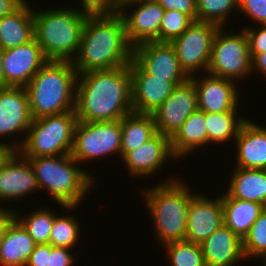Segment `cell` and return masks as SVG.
<instances>
[{
    "label": "cell",
    "mask_w": 266,
    "mask_h": 266,
    "mask_svg": "<svg viewBox=\"0 0 266 266\" xmlns=\"http://www.w3.org/2000/svg\"><path fill=\"white\" fill-rule=\"evenodd\" d=\"M75 112L82 122L117 121L132 113L129 65L79 74Z\"/></svg>",
    "instance_id": "cell-1"
},
{
    "label": "cell",
    "mask_w": 266,
    "mask_h": 266,
    "mask_svg": "<svg viewBox=\"0 0 266 266\" xmlns=\"http://www.w3.org/2000/svg\"><path fill=\"white\" fill-rule=\"evenodd\" d=\"M132 60L133 46L127 39L120 12L87 16L78 52L72 60L78 75L129 65Z\"/></svg>",
    "instance_id": "cell-2"
},
{
    "label": "cell",
    "mask_w": 266,
    "mask_h": 266,
    "mask_svg": "<svg viewBox=\"0 0 266 266\" xmlns=\"http://www.w3.org/2000/svg\"><path fill=\"white\" fill-rule=\"evenodd\" d=\"M77 78L72 62L48 60L25 86L33 119L75 111Z\"/></svg>",
    "instance_id": "cell-3"
},
{
    "label": "cell",
    "mask_w": 266,
    "mask_h": 266,
    "mask_svg": "<svg viewBox=\"0 0 266 266\" xmlns=\"http://www.w3.org/2000/svg\"><path fill=\"white\" fill-rule=\"evenodd\" d=\"M25 158L35 171L39 191L47 189L53 201L66 211L76 209L93 186L94 177L79 169L70 154Z\"/></svg>",
    "instance_id": "cell-4"
},
{
    "label": "cell",
    "mask_w": 266,
    "mask_h": 266,
    "mask_svg": "<svg viewBox=\"0 0 266 266\" xmlns=\"http://www.w3.org/2000/svg\"><path fill=\"white\" fill-rule=\"evenodd\" d=\"M180 181L179 178H168L143 192L154 221L155 235L162 246L186 240L189 204L195 193Z\"/></svg>",
    "instance_id": "cell-5"
},
{
    "label": "cell",
    "mask_w": 266,
    "mask_h": 266,
    "mask_svg": "<svg viewBox=\"0 0 266 266\" xmlns=\"http://www.w3.org/2000/svg\"><path fill=\"white\" fill-rule=\"evenodd\" d=\"M34 37L47 60L70 61L81 42L87 15L78 8H52L35 12Z\"/></svg>",
    "instance_id": "cell-6"
},
{
    "label": "cell",
    "mask_w": 266,
    "mask_h": 266,
    "mask_svg": "<svg viewBox=\"0 0 266 266\" xmlns=\"http://www.w3.org/2000/svg\"><path fill=\"white\" fill-rule=\"evenodd\" d=\"M77 122L75 111L33 119L18 151L24 157L71 154Z\"/></svg>",
    "instance_id": "cell-7"
},
{
    "label": "cell",
    "mask_w": 266,
    "mask_h": 266,
    "mask_svg": "<svg viewBox=\"0 0 266 266\" xmlns=\"http://www.w3.org/2000/svg\"><path fill=\"white\" fill-rule=\"evenodd\" d=\"M251 72L252 58L244 29L236 35L226 34L225 29L220 27L213 40L207 73L237 81L250 76Z\"/></svg>",
    "instance_id": "cell-8"
},
{
    "label": "cell",
    "mask_w": 266,
    "mask_h": 266,
    "mask_svg": "<svg viewBox=\"0 0 266 266\" xmlns=\"http://www.w3.org/2000/svg\"><path fill=\"white\" fill-rule=\"evenodd\" d=\"M117 153L121 157V120L77 122L70 155L79 164Z\"/></svg>",
    "instance_id": "cell-9"
},
{
    "label": "cell",
    "mask_w": 266,
    "mask_h": 266,
    "mask_svg": "<svg viewBox=\"0 0 266 266\" xmlns=\"http://www.w3.org/2000/svg\"><path fill=\"white\" fill-rule=\"evenodd\" d=\"M219 28L210 22L193 21L171 42L176 50L180 67L189 78L200 70L207 72L213 40Z\"/></svg>",
    "instance_id": "cell-10"
},
{
    "label": "cell",
    "mask_w": 266,
    "mask_h": 266,
    "mask_svg": "<svg viewBox=\"0 0 266 266\" xmlns=\"http://www.w3.org/2000/svg\"><path fill=\"white\" fill-rule=\"evenodd\" d=\"M197 109L196 87L194 81L189 78L176 86L171 95L151 114L157 132L171 139Z\"/></svg>",
    "instance_id": "cell-11"
},
{
    "label": "cell",
    "mask_w": 266,
    "mask_h": 266,
    "mask_svg": "<svg viewBox=\"0 0 266 266\" xmlns=\"http://www.w3.org/2000/svg\"><path fill=\"white\" fill-rule=\"evenodd\" d=\"M133 59L154 78L166 79L175 86L189 79L181 69L171 43L147 41L138 44L133 47Z\"/></svg>",
    "instance_id": "cell-12"
},
{
    "label": "cell",
    "mask_w": 266,
    "mask_h": 266,
    "mask_svg": "<svg viewBox=\"0 0 266 266\" xmlns=\"http://www.w3.org/2000/svg\"><path fill=\"white\" fill-rule=\"evenodd\" d=\"M33 117L30 111L29 97L25 87L0 88V137L14 138L18 132L25 137L12 142V149L18 151L23 145ZM1 141V140H0ZM18 142V143H17Z\"/></svg>",
    "instance_id": "cell-13"
},
{
    "label": "cell",
    "mask_w": 266,
    "mask_h": 266,
    "mask_svg": "<svg viewBox=\"0 0 266 266\" xmlns=\"http://www.w3.org/2000/svg\"><path fill=\"white\" fill-rule=\"evenodd\" d=\"M130 6L137 7L131 14L127 12ZM119 12L125 22L127 39L133 47L147 41L159 42V27L165 10L156 0L130 1Z\"/></svg>",
    "instance_id": "cell-14"
},
{
    "label": "cell",
    "mask_w": 266,
    "mask_h": 266,
    "mask_svg": "<svg viewBox=\"0 0 266 266\" xmlns=\"http://www.w3.org/2000/svg\"><path fill=\"white\" fill-rule=\"evenodd\" d=\"M47 61L35 37L25 44L4 50L6 87H25Z\"/></svg>",
    "instance_id": "cell-15"
},
{
    "label": "cell",
    "mask_w": 266,
    "mask_h": 266,
    "mask_svg": "<svg viewBox=\"0 0 266 266\" xmlns=\"http://www.w3.org/2000/svg\"><path fill=\"white\" fill-rule=\"evenodd\" d=\"M133 112L151 114L176 87L166 79L154 78L134 59L129 64Z\"/></svg>",
    "instance_id": "cell-16"
},
{
    "label": "cell",
    "mask_w": 266,
    "mask_h": 266,
    "mask_svg": "<svg viewBox=\"0 0 266 266\" xmlns=\"http://www.w3.org/2000/svg\"><path fill=\"white\" fill-rule=\"evenodd\" d=\"M224 224V210L221 195L209 200L196 193L189 204L186 240L201 244Z\"/></svg>",
    "instance_id": "cell-17"
},
{
    "label": "cell",
    "mask_w": 266,
    "mask_h": 266,
    "mask_svg": "<svg viewBox=\"0 0 266 266\" xmlns=\"http://www.w3.org/2000/svg\"><path fill=\"white\" fill-rule=\"evenodd\" d=\"M37 189L39 192L30 161L19 151H13L0 166V200H18Z\"/></svg>",
    "instance_id": "cell-18"
},
{
    "label": "cell",
    "mask_w": 266,
    "mask_h": 266,
    "mask_svg": "<svg viewBox=\"0 0 266 266\" xmlns=\"http://www.w3.org/2000/svg\"><path fill=\"white\" fill-rule=\"evenodd\" d=\"M205 75L201 79L191 77L196 87L198 109L209 113L237 111L240 96L236 81Z\"/></svg>",
    "instance_id": "cell-19"
},
{
    "label": "cell",
    "mask_w": 266,
    "mask_h": 266,
    "mask_svg": "<svg viewBox=\"0 0 266 266\" xmlns=\"http://www.w3.org/2000/svg\"><path fill=\"white\" fill-rule=\"evenodd\" d=\"M170 158L176 160L171 150L170 138L157 132L144 144L126 153L122 160L132 177L143 178L155 174Z\"/></svg>",
    "instance_id": "cell-20"
},
{
    "label": "cell",
    "mask_w": 266,
    "mask_h": 266,
    "mask_svg": "<svg viewBox=\"0 0 266 266\" xmlns=\"http://www.w3.org/2000/svg\"><path fill=\"white\" fill-rule=\"evenodd\" d=\"M237 167L266 169V128L247 119L235 139Z\"/></svg>",
    "instance_id": "cell-21"
},
{
    "label": "cell",
    "mask_w": 266,
    "mask_h": 266,
    "mask_svg": "<svg viewBox=\"0 0 266 266\" xmlns=\"http://www.w3.org/2000/svg\"><path fill=\"white\" fill-rule=\"evenodd\" d=\"M206 266H235L244 257L242 239L223 224L201 244Z\"/></svg>",
    "instance_id": "cell-22"
},
{
    "label": "cell",
    "mask_w": 266,
    "mask_h": 266,
    "mask_svg": "<svg viewBox=\"0 0 266 266\" xmlns=\"http://www.w3.org/2000/svg\"><path fill=\"white\" fill-rule=\"evenodd\" d=\"M33 38L34 15L28 2L0 19V47L3 50L25 44Z\"/></svg>",
    "instance_id": "cell-23"
},
{
    "label": "cell",
    "mask_w": 266,
    "mask_h": 266,
    "mask_svg": "<svg viewBox=\"0 0 266 266\" xmlns=\"http://www.w3.org/2000/svg\"><path fill=\"white\" fill-rule=\"evenodd\" d=\"M37 244L15 219L0 243V266H26Z\"/></svg>",
    "instance_id": "cell-24"
},
{
    "label": "cell",
    "mask_w": 266,
    "mask_h": 266,
    "mask_svg": "<svg viewBox=\"0 0 266 266\" xmlns=\"http://www.w3.org/2000/svg\"><path fill=\"white\" fill-rule=\"evenodd\" d=\"M171 150L178 160L208 145L205 112L200 109L194 111L183 123L180 129L170 139Z\"/></svg>",
    "instance_id": "cell-25"
},
{
    "label": "cell",
    "mask_w": 266,
    "mask_h": 266,
    "mask_svg": "<svg viewBox=\"0 0 266 266\" xmlns=\"http://www.w3.org/2000/svg\"><path fill=\"white\" fill-rule=\"evenodd\" d=\"M226 191L232 198L261 203L266 207V169L236 167Z\"/></svg>",
    "instance_id": "cell-26"
},
{
    "label": "cell",
    "mask_w": 266,
    "mask_h": 266,
    "mask_svg": "<svg viewBox=\"0 0 266 266\" xmlns=\"http://www.w3.org/2000/svg\"><path fill=\"white\" fill-rule=\"evenodd\" d=\"M222 194L224 224L243 240L265 206L257 202L232 198L227 192Z\"/></svg>",
    "instance_id": "cell-27"
},
{
    "label": "cell",
    "mask_w": 266,
    "mask_h": 266,
    "mask_svg": "<svg viewBox=\"0 0 266 266\" xmlns=\"http://www.w3.org/2000/svg\"><path fill=\"white\" fill-rule=\"evenodd\" d=\"M157 133L152 114L132 112L121 119V158Z\"/></svg>",
    "instance_id": "cell-28"
},
{
    "label": "cell",
    "mask_w": 266,
    "mask_h": 266,
    "mask_svg": "<svg viewBox=\"0 0 266 266\" xmlns=\"http://www.w3.org/2000/svg\"><path fill=\"white\" fill-rule=\"evenodd\" d=\"M238 111L205 112L208 144L236 139L241 126L248 118L237 117Z\"/></svg>",
    "instance_id": "cell-29"
},
{
    "label": "cell",
    "mask_w": 266,
    "mask_h": 266,
    "mask_svg": "<svg viewBox=\"0 0 266 266\" xmlns=\"http://www.w3.org/2000/svg\"><path fill=\"white\" fill-rule=\"evenodd\" d=\"M53 213L50 209L41 208L32 214L30 213L27 217L24 215L23 219L21 215L19 216L16 213V219L23 225L37 245L49 244L50 233L56 216Z\"/></svg>",
    "instance_id": "cell-30"
},
{
    "label": "cell",
    "mask_w": 266,
    "mask_h": 266,
    "mask_svg": "<svg viewBox=\"0 0 266 266\" xmlns=\"http://www.w3.org/2000/svg\"><path fill=\"white\" fill-rule=\"evenodd\" d=\"M170 259V266H206L200 244L188 240L170 242L163 245Z\"/></svg>",
    "instance_id": "cell-31"
},
{
    "label": "cell",
    "mask_w": 266,
    "mask_h": 266,
    "mask_svg": "<svg viewBox=\"0 0 266 266\" xmlns=\"http://www.w3.org/2000/svg\"><path fill=\"white\" fill-rule=\"evenodd\" d=\"M70 215L55 216L52 225L49 244L53 247H66L72 249L79 241V222Z\"/></svg>",
    "instance_id": "cell-32"
},
{
    "label": "cell",
    "mask_w": 266,
    "mask_h": 266,
    "mask_svg": "<svg viewBox=\"0 0 266 266\" xmlns=\"http://www.w3.org/2000/svg\"><path fill=\"white\" fill-rule=\"evenodd\" d=\"M197 21L210 22L223 27L227 16L238 9V0H196Z\"/></svg>",
    "instance_id": "cell-33"
},
{
    "label": "cell",
    "mask_w": 266,
    "mask_h": 266,
    "mask_svg": "<svg viewBox=\"0 0 266 266\" xmlns=\"http://www.w3.org/2000/svg\"><path fill=\"white\" fill-rule=\"evenodd\" d=\"M244 257L262 258L266 255V207L242 240Z\"/></svg>",
    "instance_id": "cell-34"
},
{
    "label": "cell",
    "mask_w": 266,
    "mask_h": 266,
    "mask_svg": "<svg viewBox=\"0 0 266 266\" xmlns=\"http://www.w3.org/2000/svg\"><path fill=\"white\" fill-rule=\"evenodd\" d=\"M192 23L193 20L187 14L176 10L165 11L159 27V42L171 43Z\"/></svg>",
    "instance_id": "cell-35"
},
{
    "label": "cell",
    "mask_w": 266,
    "mask_h": 266,
    "mask_svg": "<svg viewBox=\"0 0 266 266\" xmlns=\"http://www.w3.org/2000/svg\"><path fill=\"white\" fill-rule=\"evenodd\" d=\"M78 11L87 16L112 15L119 12L115 0H81Z\"/></svg>",
    "instance_id": "cell-36"
},
{
    "label": "cell",
    "mask_w": 266,
    "mask_h": 266,
    "mask_svg": "<svg viewBox=\"0 0 266 266\" xmlns=\"http://www.w3.org/2000/svg\"><path fill=\"white\" fill-rule=\"evenodd\" d=\"M238 9L256 24L266 25V0H238Z\"/></svg>",
    "instance_id": "cell-37"
},
{
    "label": "cell",
    "mask_w": 266,
    "mask_h": 266,
    "mask_svg": "<svg viewBox=\"0 0 266 266\" xmlns=\"http://www.w3.org/2000/svg\"><path fill=\"white\" fill-rule=\"evenodd\" d=\"M260 29L243 28L249 42L250 55L253 59L257 54L266 52V25H259Z\"/></svg>",
    "instance_id": "cell-38"
},
{
    "label": "cell",
    "mask_w": 266,
    "mask_h": 266,
    "mask_svg": "<svg viewBox=\"0 0 266 266\" xmlns=\"http://www.w3.org/2000/svg\"><path fill=\"white\" fill-rule=\"evenodd\" d=\"M165 10H176L187 14L193 21H197L196 0H156Z\"/></svg>",
    "instance_id": "cell-39"
},
{
    "label": "cell",
    "mask_w": 266,
    "mask_h": 266,
    "mask_svg": "<svg viewBox=\"0 0 266 266\" xmlns=\"http://www.w3.org/2000/svg\"><path fill=\"white\" fill-rule=\"evenodd\" d=\"M69 251V248L49 244V266H73L75 259Z\"/></svg>",
    "instance_id": "cell-40"
},
{
    "label": "cell",
    "mask_w": 266,
    "mask_h": 266,
    "mask_svg": "<svg viewBox=\"0 0 266 266\" xmlns=\"http://www.w3.org/2000/svg\"><path fill=\"white\" fill-rule=\"evenodd\" d=\"M26 266H49V244L36 245Z\"/></svg>",
    "instance_id": "cell-41"
},
{
    "label": "cell",
    "mask_w": 266,
    "mask_h": 266,
    "mask_svg": "<svg viewBox=\"0 0 266 266\" xmlns=\"http://www.w3.org/2000/svg\"><path fill=\"white\" fill-rule=\"evenodd\" d=\"M16 219V211L9 210L6 207L0 206V243L4 239L5 234L11 225V223Z\"/></svg>",
    "instance_id": "cell-42"
},
{
    "label": "cell",
    "mask_w": 266,
    "mask_h": 266,
    "mask_svg": "<svg viewBox=\"0 0 266 266\" xmlns=\"http://www.w3.org/2000/svg\"><path fill=\"white\" fill-rule=\"evenodd\" d=\"M25 0H0V19L18 10Z\"/></svg>",
    "instance_id": "cell-43"
},
{
    "label": "cell",
    "mask_w": 266,
    "mask_h": 266,
    "mask_svg": "<svg viewBox=\"0 0 266 266\" xmlns=\"http://www.w3.org/2000/svg\"><path fill=\"white\" fill-rule=\"evenodd\" d=\"M255 70L266 77V52L257 54L252 59V72Z\"/></svg>",
    "instance_id": "cell-44"
},
{
    "label": "cell",
    "mask_w": 266,
    "mask_h": 266,
    "mask_svg": "<svg viewBox=\"0 0 266 266\" xmlns=\"http://www.w3.org/2000/svg\"><path fill=\"white\" fill-rule=\"evenodd\" d=\"M9 141L8 144L0 141V166L4 163V161L11 155L14 151L12 149V144Z\"/></svg>",
    "instance_id": "cell-45"
},
{
    "label": "cell",
    "mask_w": 266,
    "mask_h": 266,
    "mask_svg": "<svg viewBox=\"0 0 266 266\" xmlns=\"http://www.w3.org/2000/svg\"><path fill=\"white\" fill-rule=\"evenodd\" d=\"M3 54L4 50L0 47V88L6 87V78L3 68Z\"/></svg>",
    "instance_id": "cell-46"
},
{
    "label": "cell",
    "mask_w": 266,
    "mask_h": 266,
    "mask_svg": "<svg viewBox=\"0 0 266 266\" xmlns=\"http://www.w3.org/2000/svg\"><path fill=\"white\" fill-rule=\"evenodd\" d=\"M117 7L120 9L125 3H128L130 1H134V0H115Z\"/></svg>",
    "instance_id": "cell-47"
},
{
    "label": "cell",
    "mask_w": 266,
    "mask_h": 266,
    "mask_svg": "<svg viewBox=\"0 0 266 266\" xmlns=\"http://www.w3.org/2000/svg\"><path fill=\"white\" fill-rule=\"evenodd\" d=\"M261 259H263V260H262V262H263V264H264L263 266H266V255H264V257H262Z\"/></svg>",
    "instance_id": "cell-48"
}]
</instances>
